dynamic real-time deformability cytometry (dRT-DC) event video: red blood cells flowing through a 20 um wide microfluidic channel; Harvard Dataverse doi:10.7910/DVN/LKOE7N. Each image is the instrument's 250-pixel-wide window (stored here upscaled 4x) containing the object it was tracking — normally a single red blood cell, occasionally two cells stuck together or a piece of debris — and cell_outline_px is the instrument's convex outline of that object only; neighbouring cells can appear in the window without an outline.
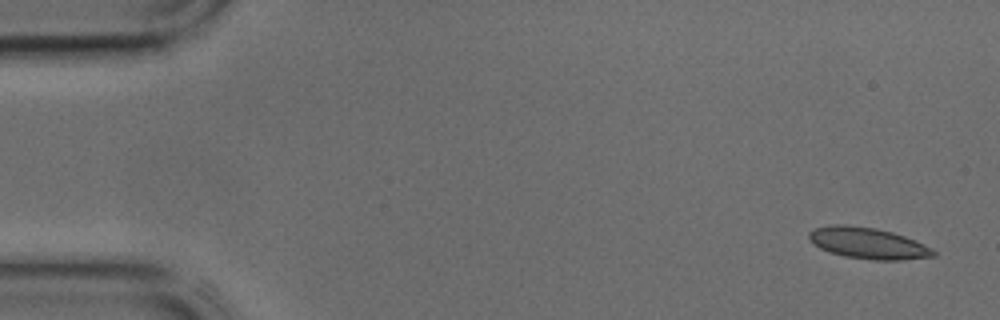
{"species": "common noctule bat (a hibernating species)", "species_latin": "Nyctalus noctula", "temperature_condition": "cold", "stored_images_in_passage": 42, "camera_frame_rate_fps": 3000, "um_per_image_px": 0.085, "animal": {"sex": "male", "body_mass_g": 17.9, "forearm_length_mm": 54.2}, "frame": {"image": 1, "passage_image": 1, "time_ms": 0.0, "image_size_px": [1000, 320], "cell_outline_px": [[936, 256], [900, 260], [872, 260], [844, 256], [828, 252], [812, 244], [808, 236], [808, 232], [816, 228], [828, 224], [844, 224], [876, 228], [892, 232], [904, 236], [924, 244], [932, 248], [936, 252]], "centroid_in_image_um": [73.75, 20.67], "position_along_channel_um": 11.3, "area_um2": 22.83}}
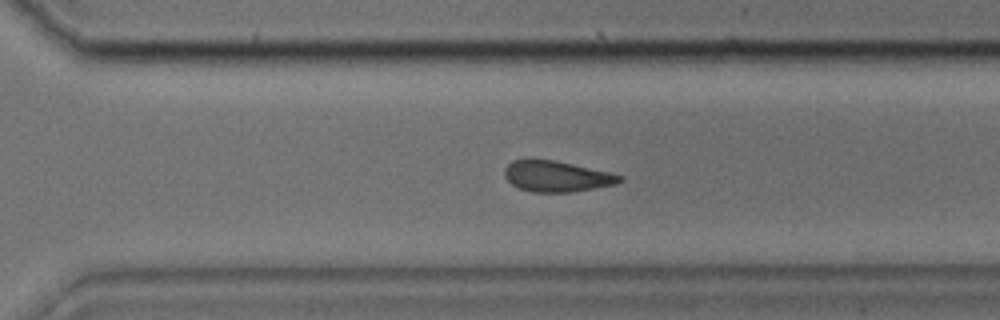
{"frame": {"image": 2, "passage_image": 29, "time_ms": 9.333, "image_size_px": [1000, 320], "cell_outline_px": [[624, 180], [616, 184], [568, 192], [532, 192], [520, 188], [512, 184], [504, 176], [504, 168], [512, 160], [556, 160], [612, 172], [624, 176]], "centroid_in_image_um": [47.35, 14.98], "position_along_channel_um": 323.2, "area_um2": 20.69}}
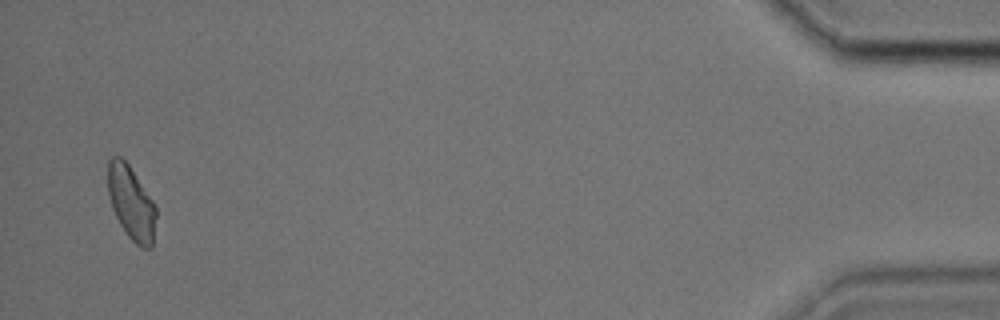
{"frame": {"image": 3, "passage_image": 41, "time_ms": 13.333, "image_size_px": [1000, 320], "cell_outline_px": [[156, 216], [152, 248], [140, 248], [128, 236], [120, 224], [112, 208], [108, 196], [108, 160], [112, 156], [120, 156], [128, 164], [156, 204]], "centroid_in_image_um": [11.16, 17.25], "position_along_channel_um": 424.0, "area_um2": 20.75}}